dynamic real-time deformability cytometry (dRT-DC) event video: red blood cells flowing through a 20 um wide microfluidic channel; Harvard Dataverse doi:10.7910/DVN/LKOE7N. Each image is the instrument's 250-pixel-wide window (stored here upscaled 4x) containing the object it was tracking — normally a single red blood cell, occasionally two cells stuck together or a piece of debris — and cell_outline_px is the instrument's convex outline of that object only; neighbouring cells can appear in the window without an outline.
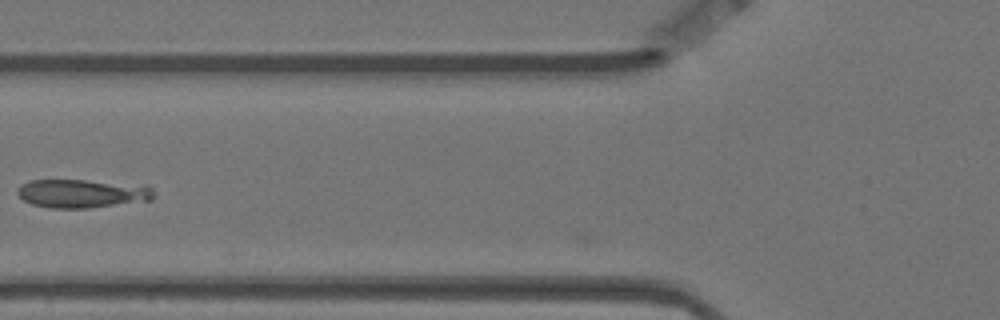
{"species": "Egyptian fruit bat (a non-hibernating species)", "species_latin": "Rousettus aegyptiacus", "temperature_condition": "warm", "stored_images_in_passage": 10, "camera_frame_rate_fps": 3000, "um_per_image_px": 0.085, "animal": {"sex": "female"}, "frame": {"image": 1, "passage_image": 6, "time_ms": 1.667, "image_size_px": [1000, 320], "cell_outline_px": [[156, 196], [152, 200], [88, 208], [52, 208], [32, 204], [24, 200], [16, 192], [20, 184], [28, 180], [84, 180], [148, 184], [152, 188]], "centroid_in_image_um": [7.05, 16.43], "position_along_channel_um": 118.8, "area_um2": 23.06}}
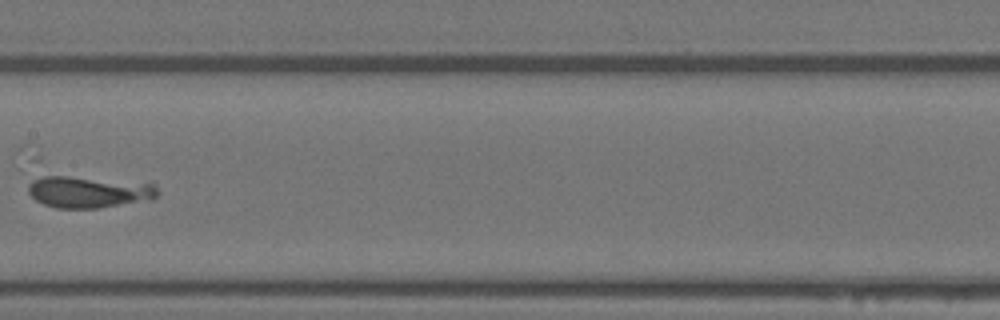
{"frame": {"image": 2, "passage_image": 8, "time_ms": 2.333, "image_size_px": [1000, 320], "cell_outline_px": [[160, 192], [152, 200], [96, 208], [56, 208], [44, 204], [36, 200], [28, 192], [28, 184], [32, 180], [44, 176], [68, 176], [156, 184]], "centroid_in_image_um": [7.56, 16.32], "position_along_channel_um": 199.8, "area_um2": 23.76}}
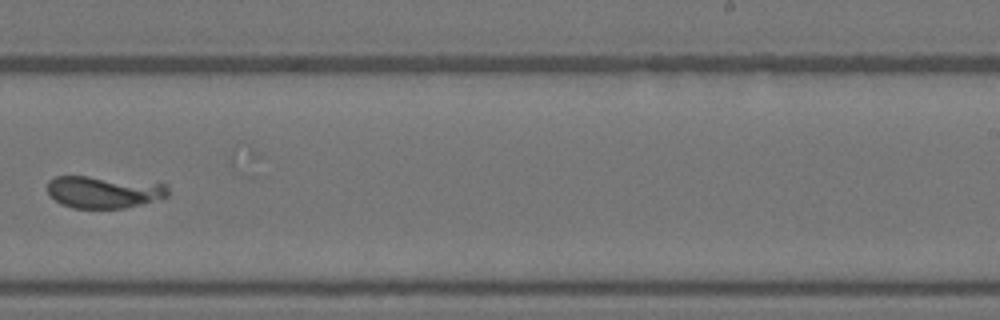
{"frame": {"image": 3, "passage_image": 10, "time_ms": 3.0, "image_size_px": [1000, 320], "cell_outline_px": [[172, 192], [168, 196], [140, 204], [124, 208], [72, 208], [60, 204], [48, 192], [48, 180], [56, 176], [88, 176], [164, 184]], "centroid_in_image_um": [8.8, 16.32], "position_along_channel_um": 280.2, "area_um2": 22.37}}